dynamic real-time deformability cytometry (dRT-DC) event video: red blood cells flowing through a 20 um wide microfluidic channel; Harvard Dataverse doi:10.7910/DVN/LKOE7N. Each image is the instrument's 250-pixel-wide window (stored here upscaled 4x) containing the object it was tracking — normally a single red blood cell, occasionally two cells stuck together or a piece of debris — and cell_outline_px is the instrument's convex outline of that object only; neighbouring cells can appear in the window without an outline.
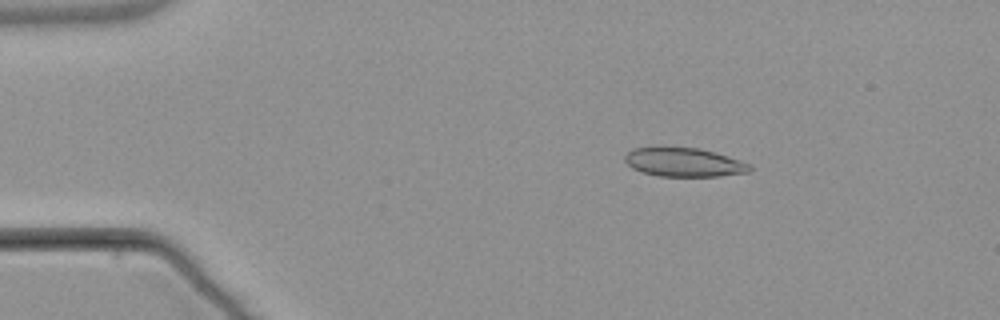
{"species": "common noctule bat (a hibernating species)", "species_latin": "Nyctalus noctula", "temperature_condition": "warm", "stored_images_in_passage": 46, "camera_frame_rate_fps": 3000, "um_per_image_px": 0.085, "animal": {"sex": "male", "body_mass_g": 21.5, "forearm_length_mm": 52.0}, "frame": {"image": 1, "passage_image": 1, "time_ms": 0.0, "image_size_px": [1000, 320], "cell_outline_px": [[752, 168], [748, 172], [720, 176], [660, 176], [640, 172], [632, 168], [624, 160], [624, 156], [628, 152], [636, 148], [696, 148], [712, 152], [752, 164]], "centroid_in_image_um": [58.13, 13.81], "position_along_channel_um": 26.9, "area_um2": 20.58}}
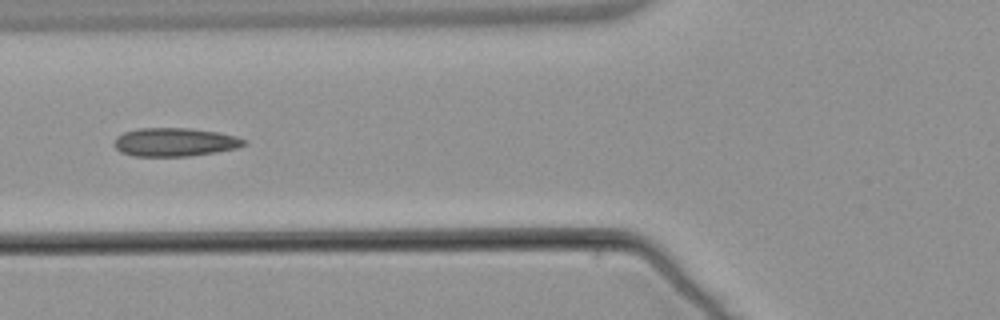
{"frame": {"image": 2, "passage_image": 13, "time_ms": 4.0, "image_size_px": [1000, 320], "cell_outline_px": [[248, 140], [244, 144], [236, 148], [216, 152], [188, 156], [132, 156], [120, 152], [112, 144], [116, 136], [124, 132], [140, 128], [188, 128], [216, 132], [236, 136]], "centroid_in_image_um": [14.81, 12.08], "position_along_channel_um": 111.0, "area_um2": 21.56}}
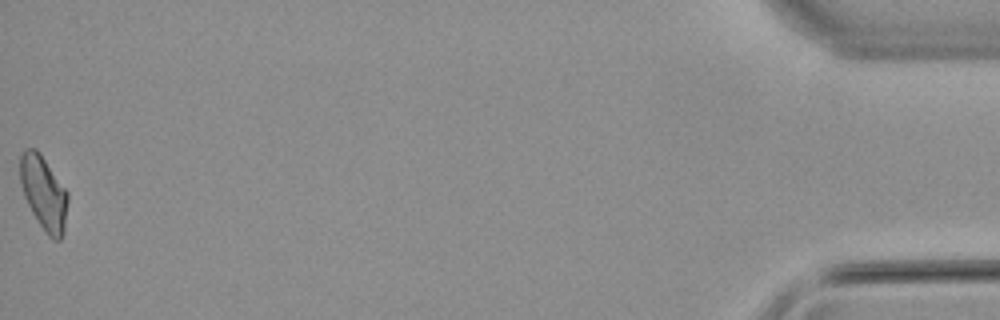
{"frame": {"image": 3, "passage_image": 46, "time_ms": 15.0, "image_size_px": [1000, 320], "cell_outline_px": [[68, 200], [64, 232], [60, 240], [52, 240], [44, 232], [32, 212], [24, 196], [20, 184], [20, 156], [24, 148], [36, 148], [40, 152], [68, 192]], "centroid_in_image_um": [3.72, 16.4], "position_along_channel_um": 431.5, "area_um2": 20.75}, "authors_computed_cell_mechanics": {"area_um2": 20.6057, "velocity_mm_per_s": 3.822, "shape_relaxation_time_tau1_ms": null, "shape_relaxation_time_tau2_ms": 2.0972, "deformation_change_tau1": null, "deformation_change_tau2": 0.0808}}